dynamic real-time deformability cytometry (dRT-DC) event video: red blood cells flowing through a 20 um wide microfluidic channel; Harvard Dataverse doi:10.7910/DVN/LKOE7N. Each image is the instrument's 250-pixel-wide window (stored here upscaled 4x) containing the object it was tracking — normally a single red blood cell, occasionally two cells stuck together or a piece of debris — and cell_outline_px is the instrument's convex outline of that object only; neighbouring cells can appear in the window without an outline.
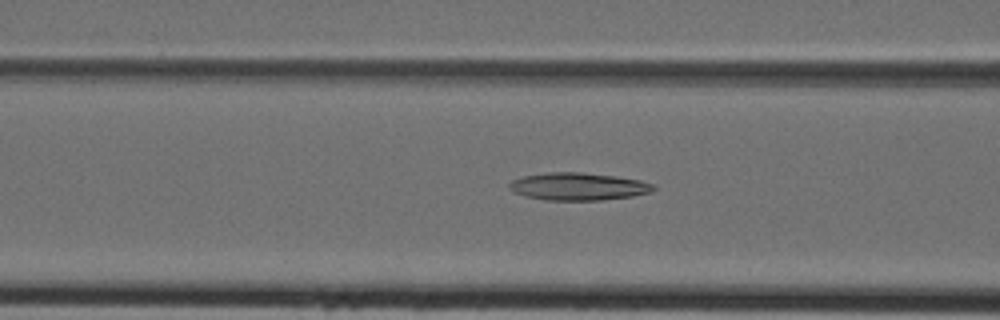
{"species": "Egyptian fruit bat (a non-hibernating species)", "species_latin": "Rousettus aegyptiacus", "temperature_condition": "cold", "stored_images_in_passage": 5, "camera_frame_rate_fps": 3000, "um_per_image_px": 0.085, "animal": {"sex": "female"}, "frame": {"image": 1, "passage_image": 4, "time_ms": 1.0, "image_size_px": [1000, 320], "cell_outline_px": [[656, 188], [652, 192], [632, 196], [600, 200], [548, 200], [524, 196], [512, 192], [508, 188], [508, 184], [512, 180], [524, 176], [548, 172], [580, 172], [616, 176], [640, 180], [656, 184]], "centroid_in_image_um": [49.16, 15.85], "position_along_channel_um": 117.4, "area_um2": 23.29}}